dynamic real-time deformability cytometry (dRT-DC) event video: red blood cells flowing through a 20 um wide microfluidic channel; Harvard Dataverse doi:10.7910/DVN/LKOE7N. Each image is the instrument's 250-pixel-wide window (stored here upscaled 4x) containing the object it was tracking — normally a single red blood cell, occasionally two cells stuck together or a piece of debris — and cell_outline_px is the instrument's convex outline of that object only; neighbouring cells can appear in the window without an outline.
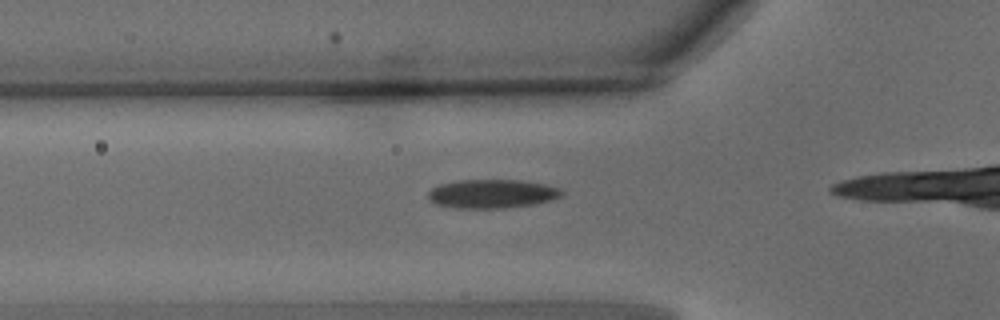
{"species": "common noctule bat (a hibernating species)", "species_latin": "Nyctalus noctula", "temperature_condition": "warm", "stored_images_in_passage": 16, "camera_frame_rate_fps": 3000, "um_per_image_px": 0.085, "animal": {"sex": "male", "body_mass_g": 15.6}, "frame": {"image": 1, "passage_image": 9, "time_ms": 2.667, "image_size_px": [1000, 320], "cell_outline_px": [[564, 192], [560, 196], [548, 200], [532, 204], [504, 208], [456, 208], [432, 204], [428, 200], [428, 192], [432, 188], [440, 184], [456, 180], [520, 180], [548, 184], [560, 188]], "centroid_in_image_um": [41.77, 16.46], "position_along_channel_um": 84.0, "area_um2": 22.54}}
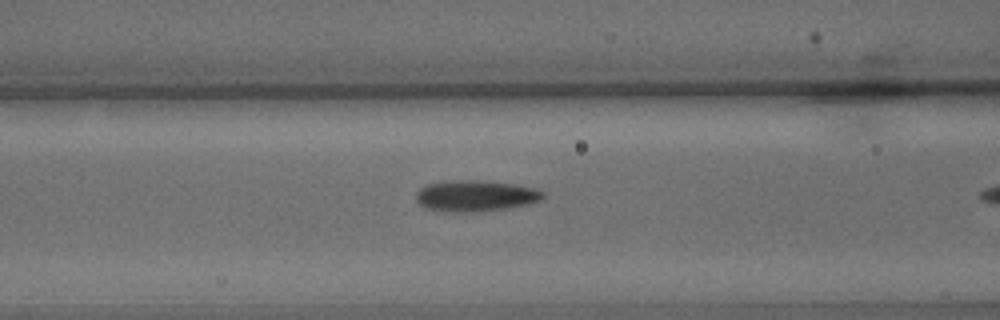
{"frame": {"image": 2, "passage_image": 12, "time_ms": 3.667, "image_size_px": [1000, 320], "cell_outline_px": [[548, 196], [540, 200], [528, 204], [508, 208], [476, 212], [460, 212], [428, 208], [420, 204], [416, 200], [416, 192], [420, 188], [428, 184], [460, 180], [476, 180], [512, 184], [536, 188], [544, 192]], "centroid_in_image_um": [40.48, 16.65], "position_along_channel_um": 126.1, "area_um2": 22.77}}
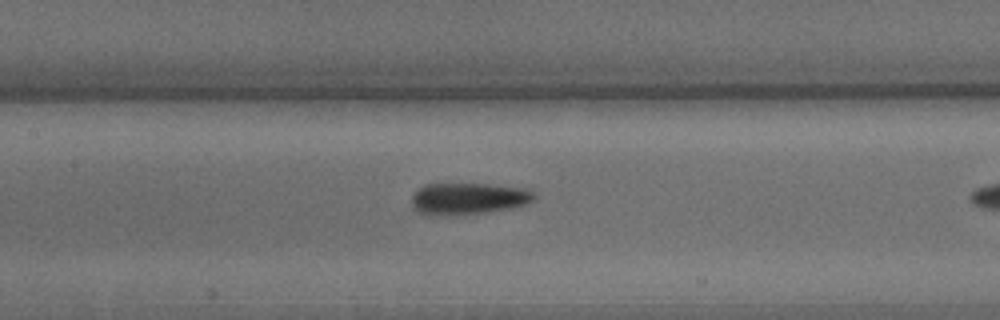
{"frame": {"image": 3, "passage_image": 15, "time_ms": 4.667, "image_size_px": [1000, 320], "cell_outline_px": [[536, 200], [528, 204], [512, 208], [484, 212], [448, 216], [432, 216], [420, 212], [412, 204], [412, 196], [424, 184], [492, 184], [528, 188], [536, 196]], "centroid_in_image_um": [39.87, 16.88], "position_along_channel_um": 167.5, "area_um2": 22.83}}